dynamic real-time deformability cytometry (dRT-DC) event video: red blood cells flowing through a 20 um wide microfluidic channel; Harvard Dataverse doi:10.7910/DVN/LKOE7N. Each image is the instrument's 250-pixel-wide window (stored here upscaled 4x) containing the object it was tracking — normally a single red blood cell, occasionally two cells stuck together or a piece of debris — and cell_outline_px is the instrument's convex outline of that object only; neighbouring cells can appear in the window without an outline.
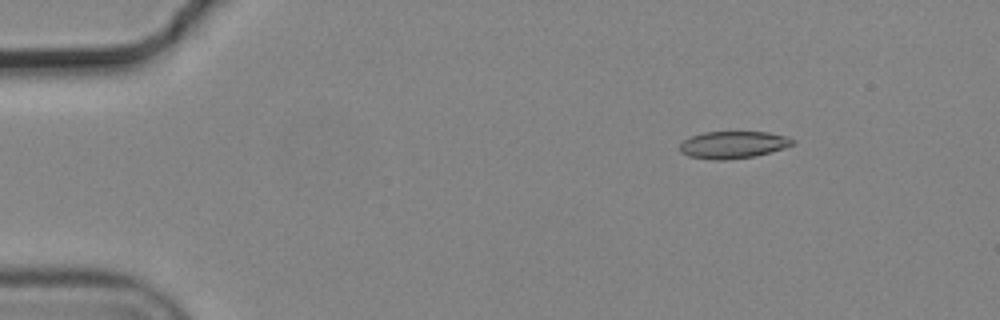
{"species": "common noctule bat (a hibernating species)", "species_latin": "Nyctalus noctula", "temperature_condition": "cold", "stored_images_in_passage": 5, "camera_frame_rate_fps": 3000, "um_per_image_px": 0.085, "animal": {"sex": "male", "body_mass_g": 19.2, "forearm_length_mm": 51.8}, "frame": {"image": 1, "passage_image": 2, "time_ms": 0.333, "image_size_px": [1000, 320], "cell_outline_px": [[796, 140], [792, 144], [784, 148], [756, 156], [724, 160], [716, 160], [688, 156], [680, 152], [680, 144], [684, 140], [692, 136], [704, 132], [768, 132], [784, 136]], "centroid_in_image_um": [62.3, 12.31], "position_along_channel_um": 22.7, "area_um2": 17.74}}
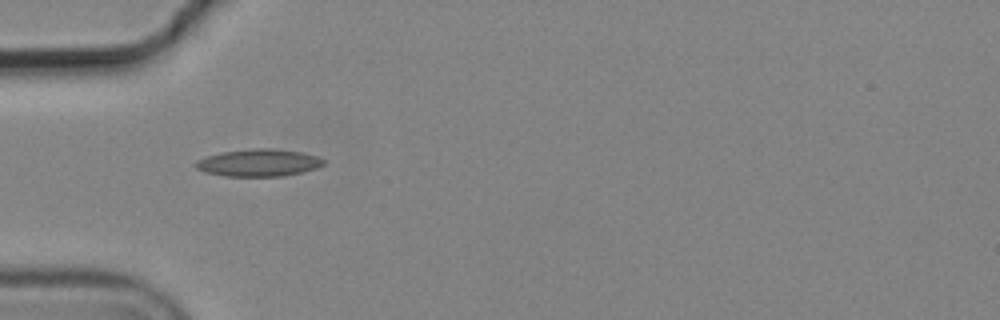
{"frame": {"image": 2, "passage_image": 4, "time_ms": 1.0, "image_size_px": [1000, 320], "cell_outline_px": [[324, 164], [316, 168], [304, 172], [284, 176], [224, 176], [204, 172], [196, 168], [192, 164], [196, 160], [208, 156], [224, 152], [252, 148], [272, 148], [304, 152], [316, 156], [324, 160]], "centroid_in_image_um": [21.98, 13.83], "position_along_channel_um": 63.0, "area_um2": 20.46}}
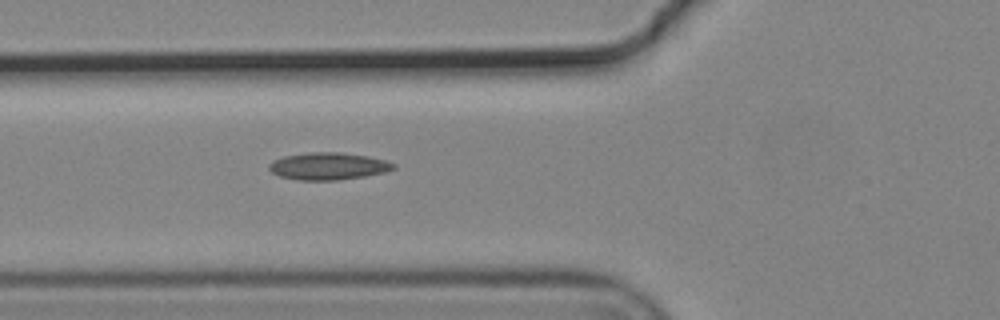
{"frame": {"image": 3, "passage_image": 5, "time_ms": 1.333, "image_size_px": [1000, 320], "cell_outline_px": [[396, 168], [384, 172], [364, 176], [336, 180], [296, 180], [280, 176], [272, 172], [268, 168], [268, 164], [272, 160], [284, 156], [308, 152], [340, 152], [368, 156], [384, 160], [396, 164]], "centroid_in_image_um": [27.87, 14.12], "position_along_channel_um": 97.9, "area_um2": 19.77}}